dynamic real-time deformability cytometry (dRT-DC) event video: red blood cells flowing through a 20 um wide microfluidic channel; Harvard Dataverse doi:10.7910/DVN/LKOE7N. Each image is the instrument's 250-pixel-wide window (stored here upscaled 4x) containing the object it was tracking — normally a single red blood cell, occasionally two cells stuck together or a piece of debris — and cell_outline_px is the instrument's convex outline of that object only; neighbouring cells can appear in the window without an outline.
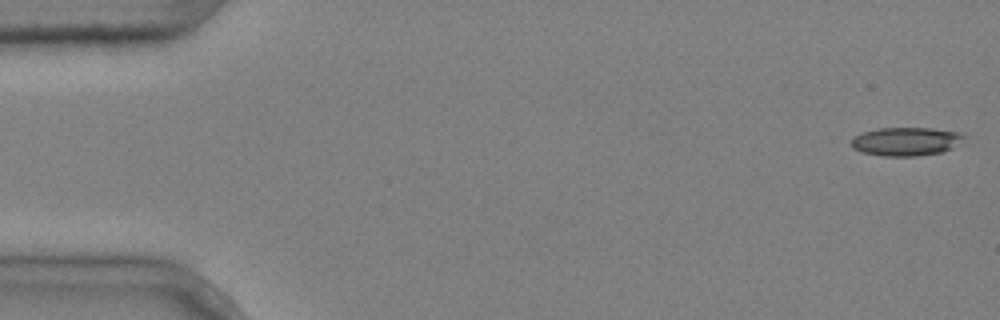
{"species": "common noctule bat (a hibernating species)", "species_latin": "Nyctalus noctula", "temperature_condition": "cold", "stored_images_in_passage": 51, "camera_frame_rate_fps": 3000, "um_per_image_px": 0.085, "animal": {"sex": "male", "body_mass_g": 20.4}, "frame": {"image": 1, "passage_image": 1, "time_ms": 0.0, "image_size_px": [1000, 320], "cell_outline_px": [[968, 136], [952, 148], [940, 152], [916, 156], [884, 156], [860, 152], [852, 148], [852, 140], [860, 132], [880, 128], [932, 128], [960, 132]], "centroid_in_image_um": [77.02, 12.02], "position_along_channel_um": 8.0, "area_um2": 18.79}}
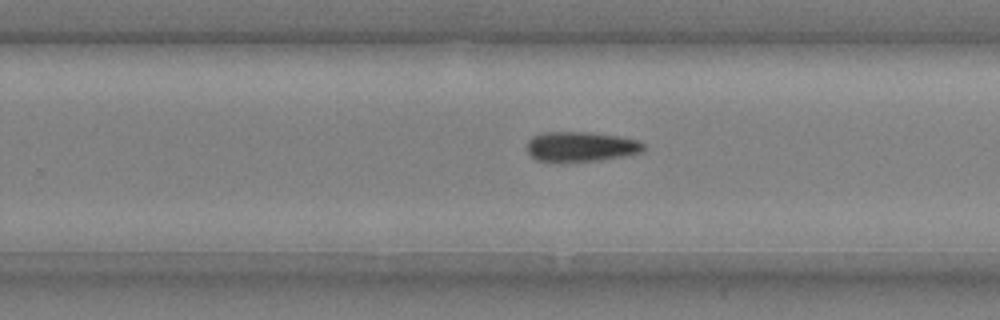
{"frame": {"image": 2, "passage_image": 34, "time_ms": 11.0, "image_size_px": [1000, 320], "cell_outline_px": [[644, 152], [624, 156], [600, 160], [536, 160], [528, 152], [528, 140], [532, 136], [544, 132], [588, 132], [616, 136], [636, 140], [644, 144]], "centroid_in_image_um": [49.39, 12.44], "position_along_channel_um": 280.4, "area_um2": 19.83}}
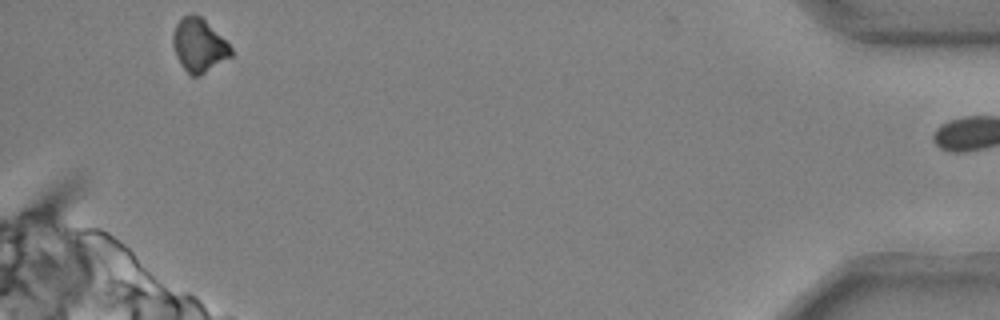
{"frame": {"image": 3, "passage_image": 50, "time_ms": 16.333, "image_size_px": [1000, 320], "cell_outline_px": [[232, 56], [200, 76], [192, 76], [180, 64], [172, 44], [172, 32], [176, 24], [184, 16], [200, 16], [232, 48]], "centroid_in_image_um": [16.89, 3.89], "position_along_channel_um": 418.3, "area_um2": 17.63}, "authors_computed_cell_mechanics": {"area_um2": 19.8832, "velocity_mm_per_s": 3.7092, "shape_relaxation_time_tau1_ms": 5.1979, "shape_relaxation_time_tau2_ms": null, "deformation_change_tau1": 0.1254, "deformation_change_tau2": null}}